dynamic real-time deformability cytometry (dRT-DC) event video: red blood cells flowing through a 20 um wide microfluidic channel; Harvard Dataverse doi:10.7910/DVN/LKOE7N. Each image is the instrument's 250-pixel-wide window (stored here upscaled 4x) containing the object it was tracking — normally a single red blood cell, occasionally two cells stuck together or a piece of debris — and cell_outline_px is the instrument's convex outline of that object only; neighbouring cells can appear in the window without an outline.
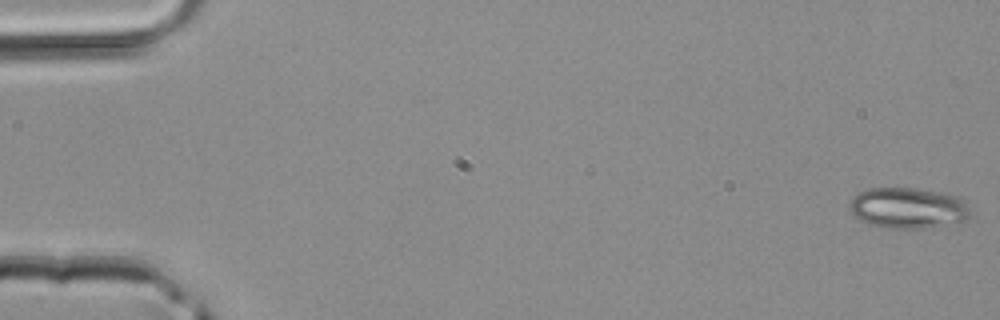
{"species": "common noctule bat (a hibernating species)", "species_latin": "Nyctalus noctula", "temperature_condition": "room temperature", "stored_images_in_passage": 43, "camera_frame_rate_fps": 3000, "um_per_image_px": 0.085, "animal": {"sex": "male", "body_mass_g": 20.4}, "frame": {"image": 1, "passage_image": 1, "time_ms": 0.0, "image_size_px": [1000, 320], "cell_outline_px": [[968, 216], [964, 220], [920, 228], [884, 228], [868, 224], [860, 220], [848, 208], [848, 204], [860, 192], [868, 188], [916, 188], [940, 192], [956, 196], [964, 200], [968, 204]], "centroid_in_image_um": [77.13, 17.66], "position_along_channel_um": 7.9, "area_um2": 28.32}}
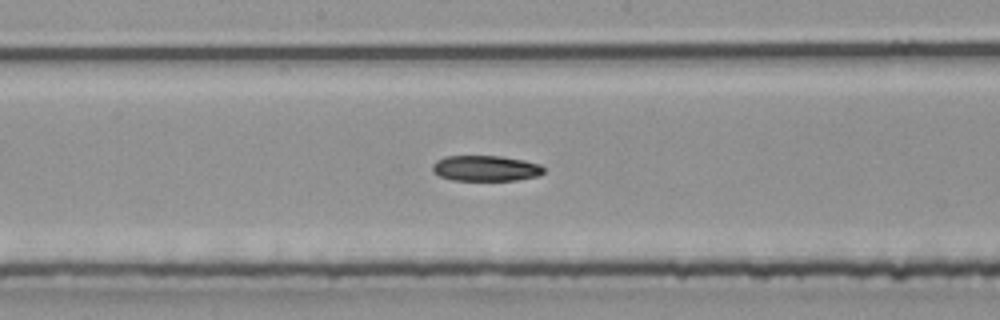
{"frame": {"image": 2, "passage_image": 24, "time_ms": 7.667, "image_size_px": [1000, 320], "cell_outline_px": [[544, 172], [536, 176], [516, 180], [452, 180], [440, 176], [432, 172], [432, 164], [436, 160], [448, 156], [500, 156], [524, 160], [540, 164], [544, 168]], "centroid_in_image_um": [41.26, 14.3], "position_along_channel_um": 206.9, "area_um2": 16.59}}
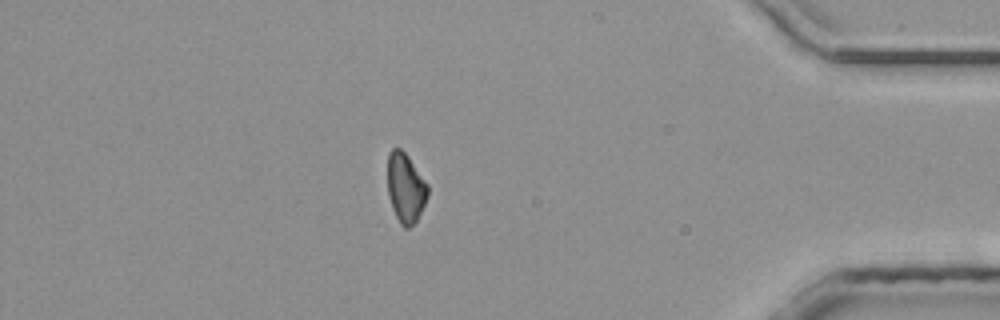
{"frame": {"image": 3, "passage_image": 39, "time_ms": 12.667, "image_size_px": [1000, 320], "cell_outline_px": [[428, 196], [416, 220], [408, 228], [404, 228], [400, 224], [392, 208], [388, 192], [388, 152], [392, 148], [400, 148], [408, 156], [428, 184]], "centroid_in_image_um": [34.47, 15.95], "position_along_channel_um": 400.7, "area_um2": 16.13}}